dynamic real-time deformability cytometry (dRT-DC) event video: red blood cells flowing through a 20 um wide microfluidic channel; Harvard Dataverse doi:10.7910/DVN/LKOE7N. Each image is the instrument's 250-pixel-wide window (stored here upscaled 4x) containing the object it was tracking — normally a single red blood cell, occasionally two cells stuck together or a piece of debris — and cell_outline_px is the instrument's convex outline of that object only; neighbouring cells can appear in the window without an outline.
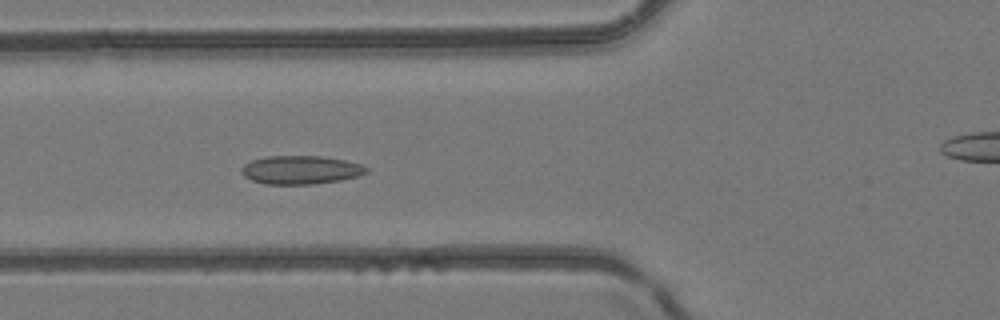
{"species": "common noctule bat (a hibernating species)", "species_latin": "Nyctalus noctula", "temperature_condition": "room temperature", "stored_images_in_passage": 49, "camera_frame_rate_fps": 3000, "um_per_image_px": 0.085, "animal": {"sex": "female", "body_mass_g": 24.6, "forearm_length_mm": 56.2}, "frame": {"image": 1, "passage_image": 17, "time_ms": 5.333, "image_size_px": [1000, 320], "cell_outline_px": [[368, 172], [356, 176], [340, 180], [312, 184], [264, 184], [252, 180], [244, 176], [240, 172], [240, 168], [244, 164], [252, 160], [268, 156], [320, 156], [344, 160], [360, 164], [368, 168]], "centroid_in_image_um": [25.52, 14.44], "position_along_channel_um": 100.3, "area_um2": 20.63}}
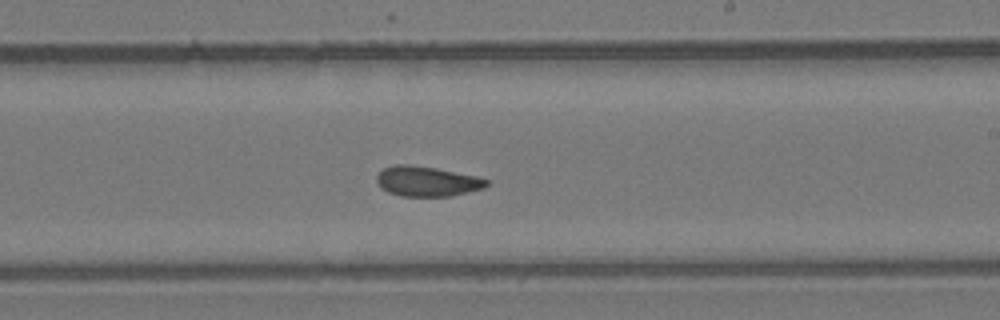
{"frame": {"image": 2, "passage_image": 28, "time_ms": 9.0, "image_size_px": [1000, 320], "cell_outline_px": [[488, 184], [484, 188], [468, 192], [448, 196], [400, 196], [388, 192], [380, 188], [376, 180], [376, 176], [384, 168], [396, 164], [408, 164], [436, 168], [476, 176], [488, 180]], "centroid_in_image_um": [36.26, 15.41], "position_along_channel_um": 252.7, "area_um2": 19.19}}
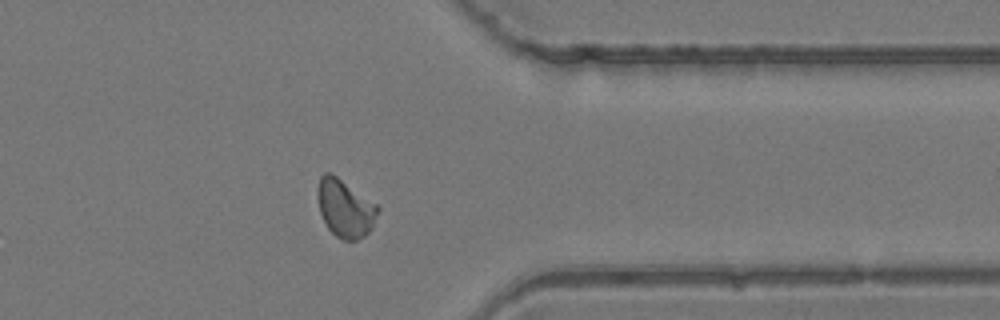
{"frame": {"image": 3, "passage_image": 38, "time_ms": 12.333, "image_size_px": [1000, 320], "cell_outline_px": [[380, 208], [372, 228], [364, 236], [356, 240], [344, 240], [336, 236], [328, 228], [320, 212], [316, 192], [320, 176], [324, 172], [332, 172], [376, 204]], "centroid_in_image_um": [29.32, 17.68], "position_along_channel_um": 382.1, "area_um2": 20.29}, "authors_computed_cell_mechanics": {"area_um2": 19.7098, "velocity_mm_per_s": 4.1542, "shape_relaxation_time_tau1_ms": null, "shape_relaxation_time_tau2_ms": 1.2176, "deformation_change_tau1": null, "deformation_change_tau2": 0.0477}}